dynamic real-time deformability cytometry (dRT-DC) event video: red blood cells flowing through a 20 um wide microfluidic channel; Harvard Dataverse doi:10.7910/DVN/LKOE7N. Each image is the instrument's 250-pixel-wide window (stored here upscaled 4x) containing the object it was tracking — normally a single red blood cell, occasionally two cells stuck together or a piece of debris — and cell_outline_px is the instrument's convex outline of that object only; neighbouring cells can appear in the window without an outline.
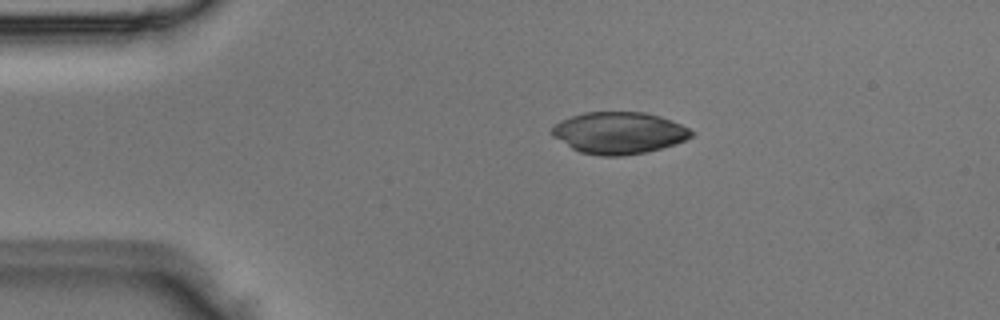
{"species": "Egyptian fruit bat (a non-hibernating species)", "species_latin": "Rousettus aegyptiacus", "temperature_condition": "room temperature", "stored_images_in_passage": 2, "camera_frame_rate_fps": 3000, "um_per_image_px": 0.085, "animal": {"sex": "male"}, "frame": {"image": 1, "passage_image": 1, "time_ms": 0.0, "image_size_px": [1000, 320], "cell_outline_px": [[696, 132], [692, 136], [684, 140], [648, 152], [624, 156], [600, 156], [580, 152], [572, 148], [552, 136], [548, 132], [560, 120], [584, 112], [644, 112], [660, 116], [672, 120]], "centroid_in_image_um": [52.59, 11.29], "position_along_channel_um": 32.4, "area_um2": 34.04}}